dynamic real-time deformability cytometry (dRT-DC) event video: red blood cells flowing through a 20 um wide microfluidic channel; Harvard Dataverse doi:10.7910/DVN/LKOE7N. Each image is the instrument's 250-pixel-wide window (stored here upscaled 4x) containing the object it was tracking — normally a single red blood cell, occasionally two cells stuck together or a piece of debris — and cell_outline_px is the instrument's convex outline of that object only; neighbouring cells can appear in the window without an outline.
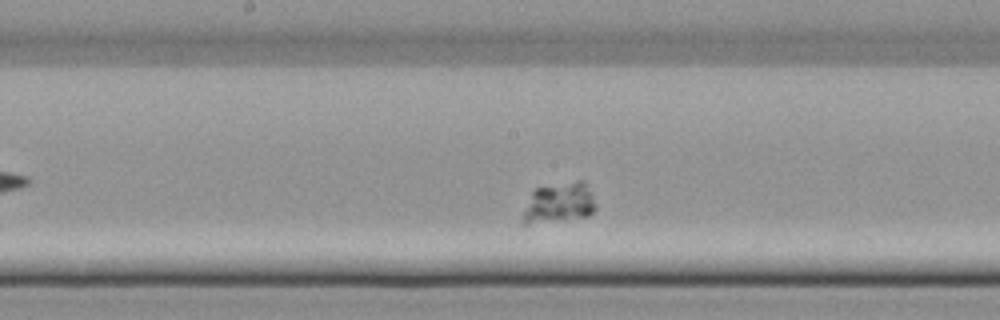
{"species": "common noctule bat (a hibernating species)", "species_latin": "Nyctalus noctula", "temperature_condition": "cold", "stored_images_in_passage": 35, "camera_frame_rate_fps": 3000, "um_per_image_px": 0.085, "animal": {"sex": "female", "body_mass_g": 22.7, "forearm_length_mm": 54.2}, "frame": {"image": 1, "passage_image": 14, "time_ms": 4.333, "image_size_px": [1000, 320], "cell_outline_px": [[596, 208], [588, 216], [528, 224], [524, 224], [524, 212], [532, 192], [536, 188], [576, 180], [584, 180], [592, 192]], "centroid_in_image_um": [47.57, 17.21], "position_along_channel_um": 200.6, "area_um2": 16.82}}
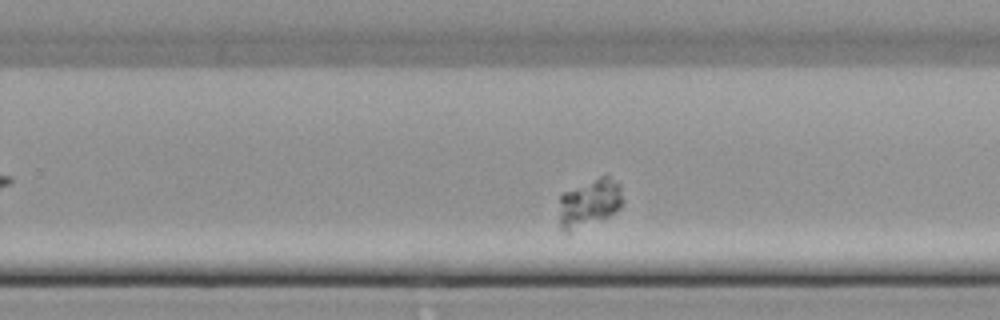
{"frame": {"image": 2, "passage_image": 20, "time_ms": 6.333, "image_size_px": [1000, 320], "cell_outline_px": [[624, 200], [620, 208], [608, 216], [568, 232], [564, 232], [560, 228], [560, 196], [564, 192], [600, 176], [608, 176], [620, 184]], "centroid_in_image_um": [50.12, 17.24], "position_along_channel_um": 279.7, "area_um2": 17.57}}
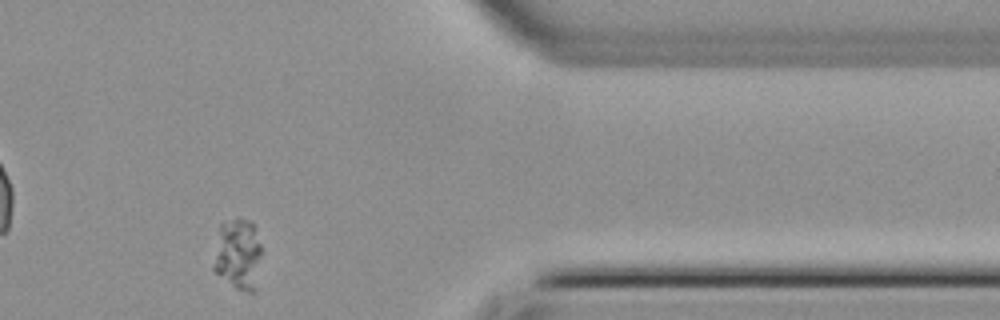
{"frame": {"image": 3, "passage_image": 30, "time_ms": 9.667, "image_size_px": [1000, 320], "cell_outline_px": [[260, 252], [256, 292], [248, 292], [236, 288], [216, 272], [212, 268], [220, 224], [236, 216], [248, 220], [252, 224], [260, 244]], "centroid_in_image_um": [20.22, 21.6], "position_along_channel_um": 391.2, "area_um2": 19.65}}